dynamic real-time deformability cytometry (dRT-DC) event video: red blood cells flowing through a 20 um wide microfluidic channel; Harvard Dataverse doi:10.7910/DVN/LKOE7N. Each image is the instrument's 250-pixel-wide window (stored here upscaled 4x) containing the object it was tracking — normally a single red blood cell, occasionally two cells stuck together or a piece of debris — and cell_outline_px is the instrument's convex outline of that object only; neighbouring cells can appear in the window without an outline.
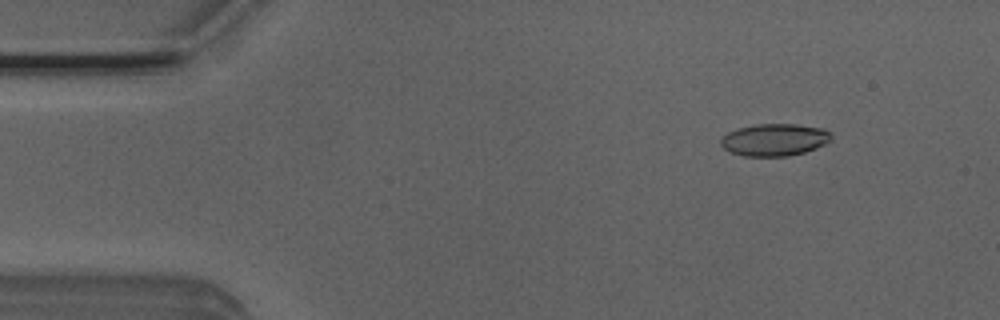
{"species": "Egyptian fruit bat (a non-hibernating species)", "species_latin": "Rousettus aegyptiacus", "temperature_condition": "room temperature", "stored_images_in_passage": 14, "camera_frame_rate_fps": 3000, "um_per_image_px": 0.085, "animal": {"sex": "male"}, "frame": {"image": 1, "passage_image": 5, "time_ms": 1.333, "image_size_px": [1000, 320], "cell_outline_px": [[832, 140], [816, 148], [804, 152], [788, 156], [744, 156], [732, 152], [724, 148], [720, 144], [720, 140], [728, 132], [740, 128], [756, 124], [796, 124], [824, 128], [832, 136]], "centroid_in_image_um": [65.85, 11.88], "position_along_channel_um": 19.1, "area_um2": 20.63}}